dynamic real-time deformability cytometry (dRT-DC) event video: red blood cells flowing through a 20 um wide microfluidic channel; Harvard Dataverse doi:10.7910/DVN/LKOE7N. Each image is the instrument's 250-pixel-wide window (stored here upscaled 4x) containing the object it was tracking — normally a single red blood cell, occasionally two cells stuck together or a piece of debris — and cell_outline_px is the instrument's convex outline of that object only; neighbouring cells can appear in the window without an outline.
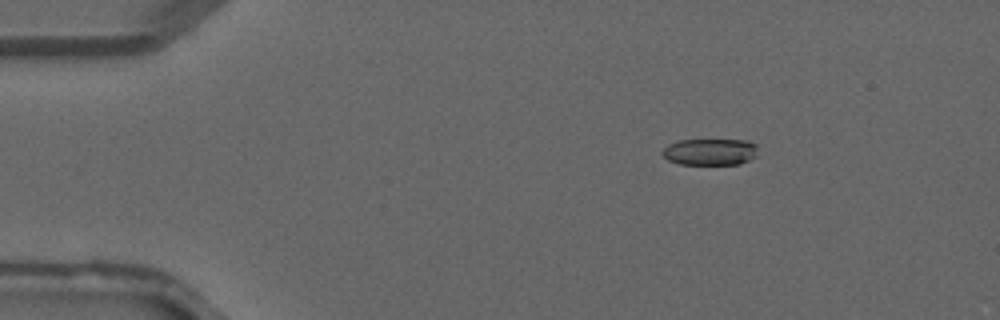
{"species": "common noctule bat (a hibernating species)", "species_latin": "Nyctalus noctula", "temperature_condition": "warm", "stored_images_in_passage": 41, "camera_frame_rate_fps": 3000, "um_per_image_px": 0.085, "animal": {"sex": "male", "forearm_length_mm": 52.5}, "frame": {"image": 1, "passage_image": 7, "time_ms": 2.0, "image_size_px": [1000, 320], "cell_outline_px": [[756, 156], [740, 164], [680, 164], [668, 160], [660, 152], [668, 144], [676, 140], [748, 140], [756, 144]], "centroid_in_image_um": [60.33, 12.9], "position_along_channel_um": 24.7, "area_um2": 14.85}}
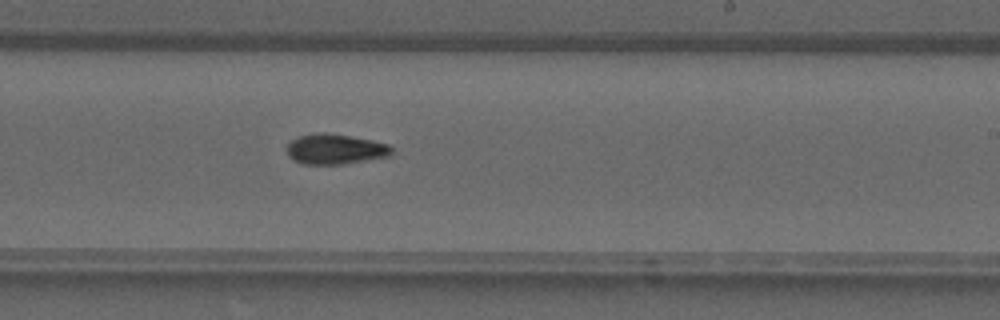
{"frame": {"image": 2, "passage_image": 25, "time_ms": 8.0, "image_size_px": [1000, 320], "cell_outline_px": [[392, 156], [340, 164], [304, 164], [288, 156], [288, 144], [292, 140], [300, 136], [316, 132], [324, 132], [372, 140], [388, 144], [392, 148]], "centroid_in_image_um": [28.52, 12.67], "position_along_channel_um": 260.5, "area_um2": 18.26}}
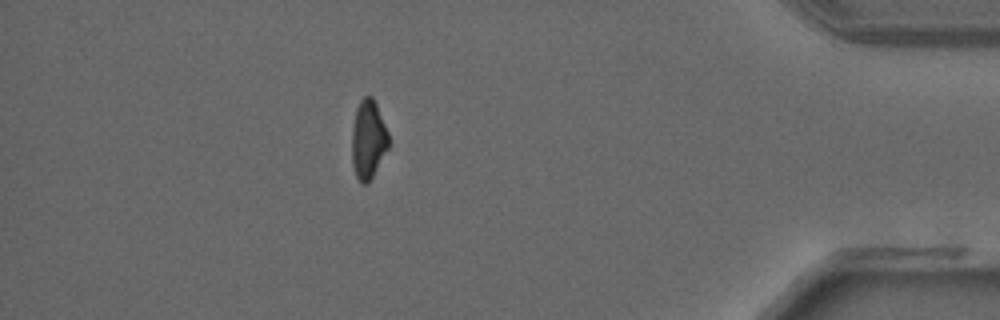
{"frame": {"image": 3, "passage_image": 36, "time_ms": 11.667, "image_size_px": [1000, 320], "cell_outline_px": [[388, 148], [368, 184], [360, 184], [356, 176], [352, 164], [352, 128], [356, 108], [360, 100], [364, 96], [372, 96], [376, 104], [388, 132]], "centroid_in_image_um": [31.28, 11.87], "position_along_channel_um": 403.9, "area_um2": 16.82}}